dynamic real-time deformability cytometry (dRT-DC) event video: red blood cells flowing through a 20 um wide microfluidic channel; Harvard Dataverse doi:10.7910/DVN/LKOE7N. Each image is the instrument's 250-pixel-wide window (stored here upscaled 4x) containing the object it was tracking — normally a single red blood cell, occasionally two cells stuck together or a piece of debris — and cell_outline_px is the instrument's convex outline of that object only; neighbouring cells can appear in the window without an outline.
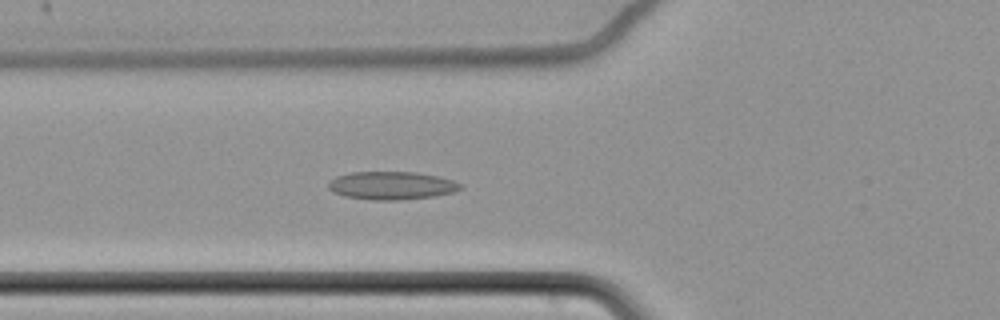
{"species": "common noctule bat (a hibernating species)", "species_latin": "Nyctalus noctula", "temperature_condition": "cold", "stored_images_in_passage": 64, "camera_frame_rate_fps": 3000, "um_per_image_px": 0.085, "animal": {"sex": "female", "body_mass_g": 22.7, "forearm_length_mm": 54.2}, "frame": {"image": 1, "passage_image": 27, "time_ms": 8.667, "image_size_px": [1000, 320], "cell_outline_px": [[464, 188], [452, 192], [432, 196], [396, 200], [372, 200], [344, 196], [332, 192], [328, 188], [328, 184], [336, 176], [352, 172], [416, 172], [436, 176], [452, 180], [464, 184]], "centroid_in_image_um": [33.28, 15.77], "position_along_channel_um": 92.5, "area_um2": 21.5}}
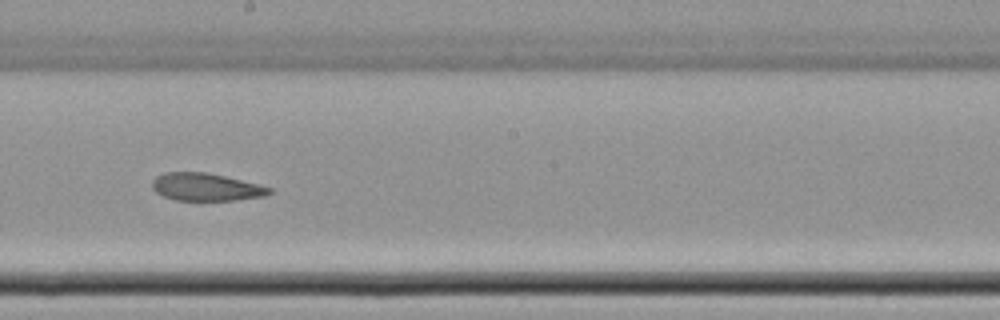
{"frame": {"image": 2, "passage_image": 39, "time_ms": 12.667, "image_size_px": [1000, 320], "cell_outline_px": [[272, 192], [264, 196], [236, 200], [176, 200], [164, 196], [156, 192], [152, 188], [152, 180], [156, 176], [164, 172], [208, 172], [260, 184], [272, 188]], "centroid_in_image_um": [17.51, 15.89], "position_along_channel_um": 230.7, "area_um2": 18.96}}
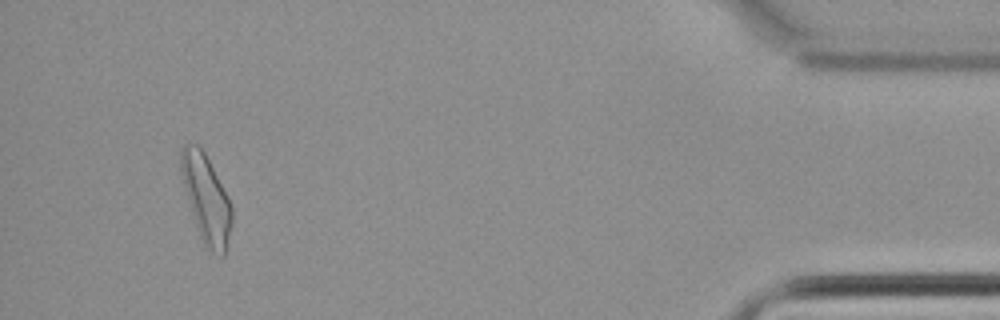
{"frame": {"image": 3, "passage_image": 61, "time_ms": 20.0, "image_size_px": [1000, 320], "cell_outline_px": [[232, 224], [224, 256], [220, 256], [212, 252], [204, 244], [200, 236], [184, 188], [180, 172], [180, 148], [184, 144], [196, 144], [204, 152], [232, 208]], "centroid_in_image_um": [17.51, 16.9], "position_along_channel_um": 417.7, "area_um2": 25.26}, "authors_computed_cell_mechanics": {"area_um2": 21.9929, "velocity_mm_per_s": 3.4567, "shape_relaxation_time_tau1_ms": null, "shape_relaxation_time_tau2_ms": 3.0557, "deformation_change_tau1": null, "deformation_change_tau2": 0.0898}}